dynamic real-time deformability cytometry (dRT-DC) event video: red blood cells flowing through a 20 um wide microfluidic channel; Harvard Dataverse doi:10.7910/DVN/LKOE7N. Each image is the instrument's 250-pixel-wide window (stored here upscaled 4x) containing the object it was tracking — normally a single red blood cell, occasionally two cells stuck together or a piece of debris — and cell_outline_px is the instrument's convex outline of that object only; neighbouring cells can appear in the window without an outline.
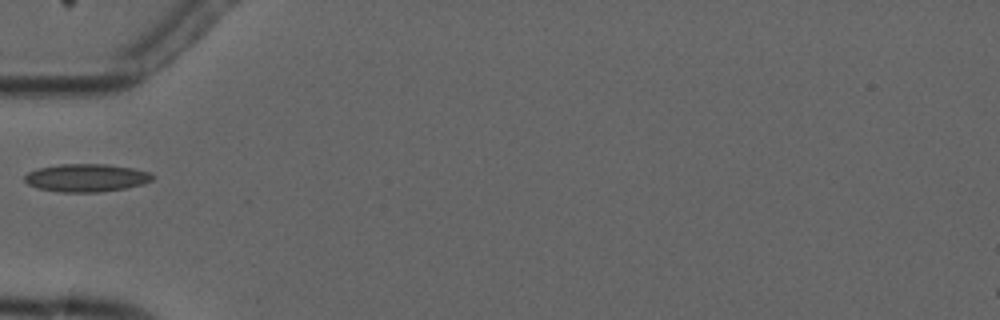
{"species": "common noctule bat (a hibernating species)", "species_latin": "Nyctalus noctula", "temperature_condition": "cold", "stored_images_in_passage": 1, "camera_frame_rate_fps": 3000, "um_per_image_px": 0.085, "animal": {"sex": "male", "forearm_length_mm": 52.5}, "frame": {"image": 1, "passage_image": 1, "time_ms": 0.0, "image_size_px": [1000, 320], "cell_outline_px": [[156, 176], [152, 180], [144, 184], [124, 188], [100, 192], [60, 192], [36, 188], [28, 184], [24, 180], [24, 176], [28, 172], [40, 168], [60, 164], [108, 164], [132, 168], [148, 172]], "centroid_in_image_um": [7.34, 15.12], "position_along_channel_um": 77.7, "area_um2": 20.81}}